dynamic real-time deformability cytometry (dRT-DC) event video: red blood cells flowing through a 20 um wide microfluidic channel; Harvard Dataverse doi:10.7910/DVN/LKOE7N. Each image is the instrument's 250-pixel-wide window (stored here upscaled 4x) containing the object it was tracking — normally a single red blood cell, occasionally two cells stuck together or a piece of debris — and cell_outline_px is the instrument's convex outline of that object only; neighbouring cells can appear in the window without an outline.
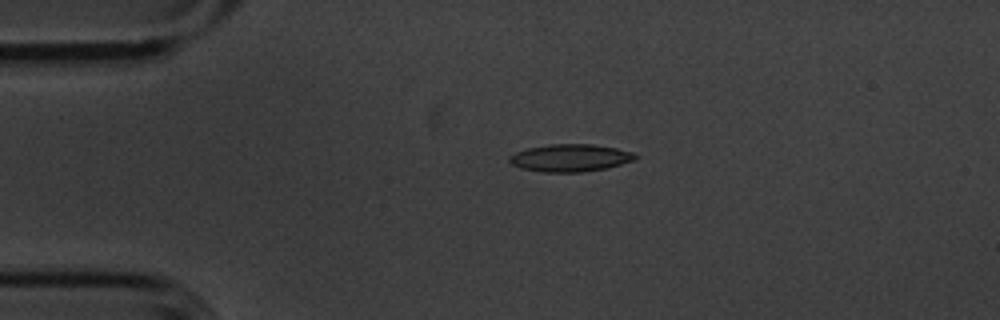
{"species": "common noctule bat (a hibernating species)", "species_latin": "Nyctalus noctula", "temperature_condition": "cold", "stored_images_in_passage": 6, "camera_frame_rate_fps": 3000, "um_per_image_px": 0.085, "animal": {"sex": "male", "body_mass_g": 20.1, "forearm_length_mm": 53.5}, "frame": {"image": 1, "passage_image": 4, "time_ms": 1.0, "image_size_px": [1000, 320], "cell_outline_px": [[636, 160], [608, 168], [580, 172], [544, 172], [520, 168], [512, 164], [508, 160], [508, 156], [516, 152], [528, 148], [552, 144], [592, 144], [616, 148], [636, 152]], "centroid_in_image_um": [48.5, 13.42], "position_along_channel_um": 36.5, "area_um2": 20.23}}
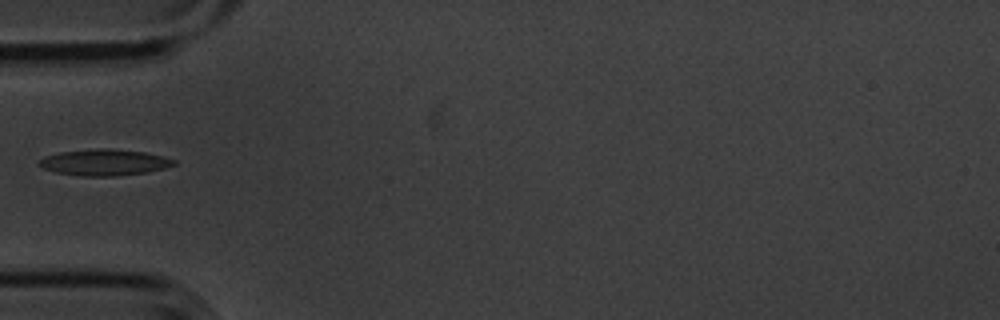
{"frame": {"image": 2, "passage_image": 5, "time_ms": 1.333, "image_size_px": [1000, 320], "cell_outline_px": [[176, 164], [164, 168], [148, 172], [116, 176], [84, 176], [56, 172], [44, 168], [36, 164], [44, 156], [60, 152], [96, 148], [108, 148], [144, 152], [176, 160]], "centroid_in_image_um": [8.85, 13.8], "position_along_channel_um": 76.1, "area_um2": 20.52}}
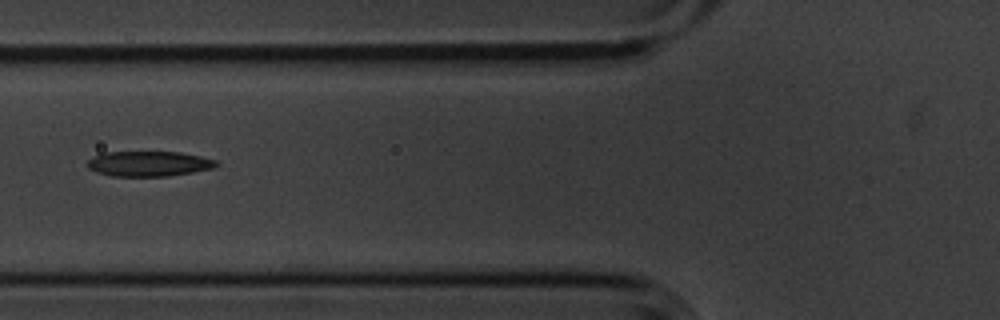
{"frame": {"image": 3, "passage_image": 6, "time_ms": 1.667, "image_size_px": [1000, 320], "cell_outline_px": [[216, 164], [212, 168], [192, 172], [168, 176], [112, 176], [96, 172], [88, 168], [88, 160], [92, 156], [104, 152], [180, 152], [200, 156], [216, 160]], "centroid_in_image_um": [12.6, 13.91], "position_along_channel_um": 113.2, "area_um2": 18.79}}